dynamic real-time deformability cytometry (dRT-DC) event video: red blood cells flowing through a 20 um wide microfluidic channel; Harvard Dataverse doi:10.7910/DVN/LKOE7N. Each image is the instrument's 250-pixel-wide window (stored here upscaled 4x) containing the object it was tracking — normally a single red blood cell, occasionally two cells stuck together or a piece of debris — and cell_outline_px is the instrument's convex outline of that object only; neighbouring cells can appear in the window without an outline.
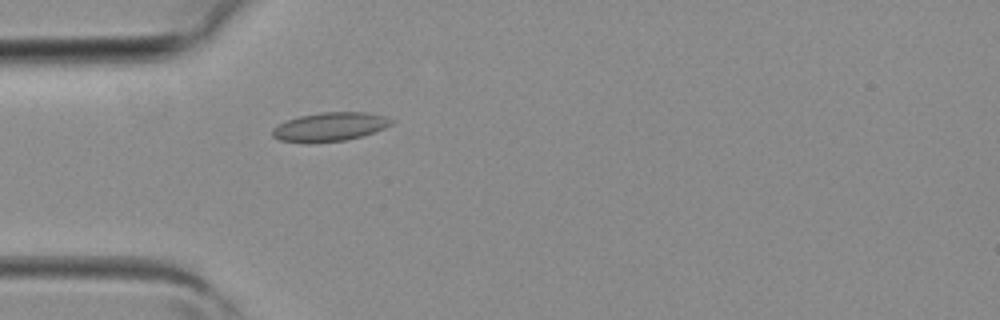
{"species": "common noctule bat (a hibernating species)", "species_latin": "Nyctalus noctula", "temperature_condition": "room temperature", "stored_images_in_passage": 3, "camera_frame_rate_fps": 3000, "um_per_image_px": 0.085, "animal": {"sex": "female", "body_mass_g": 19.3, "forearm_length_mm": 54.1}, "frame": {"image": 1, "passage_image": 3, "time_ms": 0.667, "image_size_px": [1000, 320], "cell_outline_px": [[396, 120], [392, 124], [384, 128], [364, 136], [344, 140], [280, 140], [272, 136], [272, 128], [288, 120], [300, 116], [320, 112], [368, 112], [384, 116]], "centroid_in_image_um": [28.13, 10.73], "position_along_channel_um": 56.9, "area_um2": 19.25}}